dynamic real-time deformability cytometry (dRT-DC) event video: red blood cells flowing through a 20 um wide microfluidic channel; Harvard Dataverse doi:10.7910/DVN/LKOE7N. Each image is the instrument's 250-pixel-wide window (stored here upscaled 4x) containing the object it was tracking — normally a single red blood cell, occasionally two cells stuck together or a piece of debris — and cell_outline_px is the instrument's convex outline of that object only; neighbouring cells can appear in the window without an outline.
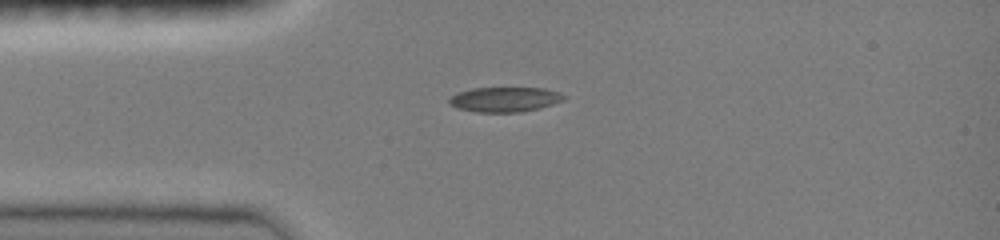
{"species": "common noctule bat (a hibernating species)", "species_latin": "Nyctalus noctula", "temperature_condition": "room temperature", "stored_images_in_passage": 4, "camera_frame_rate_fps": 3000, "um_per_image_px": 0.085, "animal": {"sex": "female", "body_mass_g": 19.0, "forearm_length_mm": 51.5}, "frame": {"image": 1, "passage_image": 1, "time_ms": 0.0, "image_size_px": [1000, 240], "cell_outline_px": [[568, 96], [564, 100], [540, 108], [520, 112], [476, 112], [456, 108], [448, 104], [448, 100], [456, 92], [472, 88], [544, 88], [560, 92]], "centroid_in_image_um": [42.9, 8.45], "position_along_channel_um": 42.1, "area_um2": 16.82}}
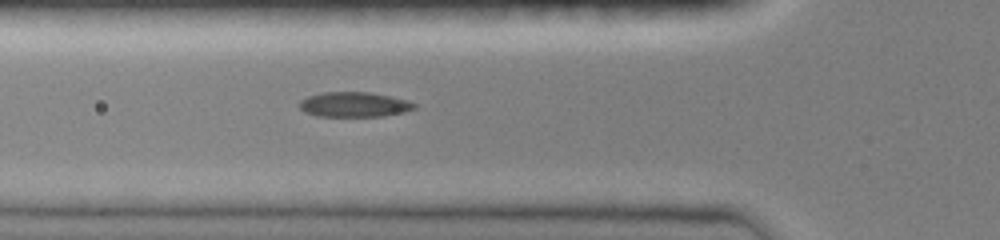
{"frame": {"image": 2, "passage_image": 4, "time_ms": 1.0, "image_size_px": [1000, 240], "cell_outline_px": [[416, 108], [404, 112], [380, 116], [316, 116], [304, 112], [296, 104], [300, 100], [308, 96], [324, 92], [368, 92], [408, 100], [416, 104]], "centroid_in_image_um": [30.06, 8.88], "position_along_channel_um": 95.7, "area_um2": 16.7}}